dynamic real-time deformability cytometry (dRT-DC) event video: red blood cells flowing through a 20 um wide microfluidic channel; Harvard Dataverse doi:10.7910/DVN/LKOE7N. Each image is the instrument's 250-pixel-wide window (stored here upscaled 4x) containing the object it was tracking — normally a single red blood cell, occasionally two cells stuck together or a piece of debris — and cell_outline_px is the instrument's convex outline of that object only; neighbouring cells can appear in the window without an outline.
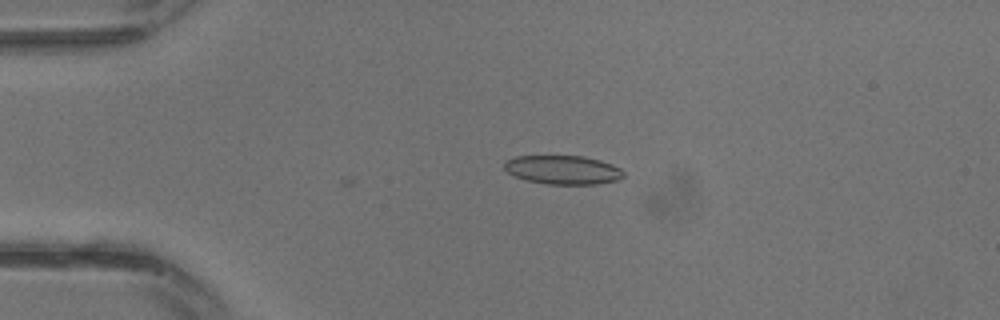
{"species": "common noctule bat (a hibernating species)", "species_latin": "Nyctalus noctula", "temperature_condition": "warm", "stored_images_in_passage": 27, "camera_frame_rate_fps": 3000, "um_per_image_px": 0.085, "animal": {"sex": "male", "body_mass_g": 13.3}, "frame": {"image": 1, "passage_image": 3, "time_ms": 0.667, "image_size_px": [1000, 320], "cell_outline_px": [[624, 176], [620, 180], [596, 184], [544, 184], [528, 180], [516, 176], [508, 172], [504, 168], [504, 160], [516, 156], [584, 156], [600, 160], [612, 164], [620, 168], [624, 172]], "centroid_in_image_um": [47.87, 14.43], "position_along_channel_um": 37.1, "area_um2": 20.11}}
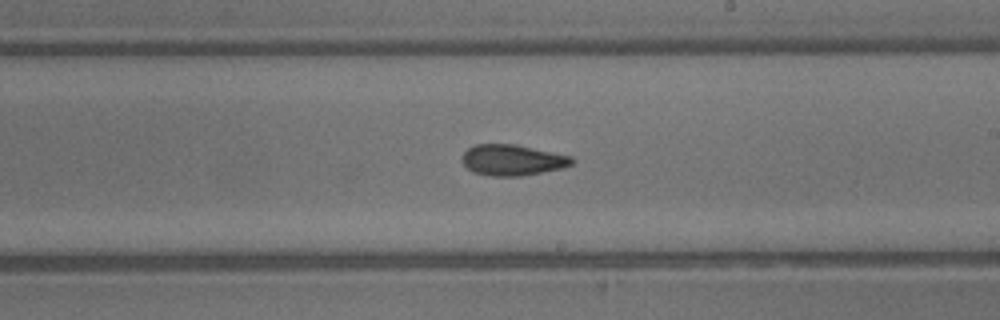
{"frame": {"image": 2, "passage_image": 14, "time_ms": 4.333, "image_size_px": [1000, 320], "cell_outline_px": [[576, 160], [572, 164], [564, 168], [520, 176], [492, 176], [472, 172], [460, 160], [460, 156], [468, 148], [476, 144], [516, 144], [572, 156]], "centroid_in_image_um": [43.55, 13.6], "position_along_channel_um": 245.4, "area_um2": 20.0}}
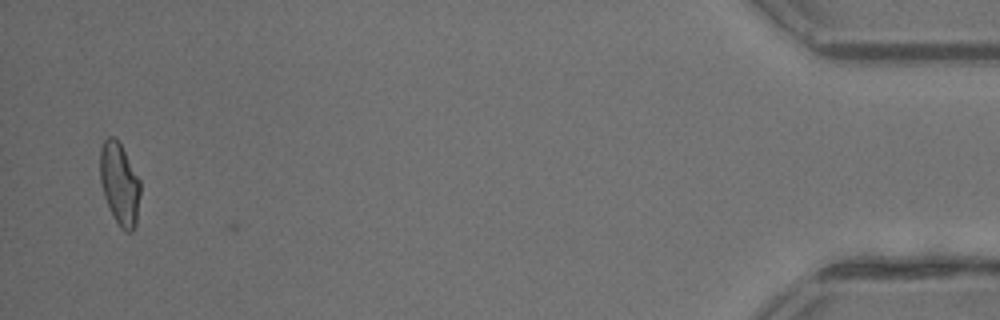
{"frame": {"image": 3, "passage_image": 26, "time_ms": 8.333, "image_size_px": [1000, 320], "cell_outline_px": [[140, 192], [136, 224], [132, 232], [128, 232], [120, 228], [112, 216], [104, 196], [100, 180], [100, 148], [104, 140], [108, 136], [116, 136], [140, 180]], "centroid_in_image_um": [10.15, 15.63], "position_along_channel_um": 425.0, "area_um2": 19.36}}